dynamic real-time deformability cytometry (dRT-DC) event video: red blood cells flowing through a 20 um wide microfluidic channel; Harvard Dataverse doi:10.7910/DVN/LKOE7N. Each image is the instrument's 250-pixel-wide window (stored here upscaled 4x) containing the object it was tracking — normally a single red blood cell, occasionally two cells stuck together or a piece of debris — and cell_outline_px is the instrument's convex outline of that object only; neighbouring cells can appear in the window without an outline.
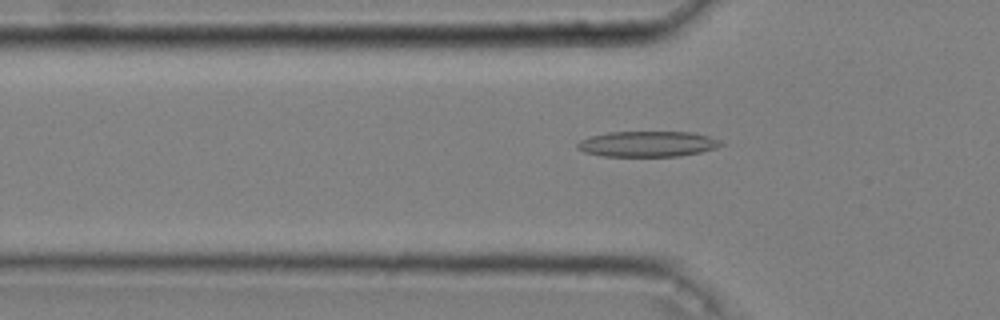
{"species": "common noctule bat (a hibernating species)", "species_latin": "Nyctalus noctula", "temperature_condition": "cold", "stored_images_in_passage": 48, "camera_frame_rate_fps": 3000, "um_per_image_px": 0.085, "animal": {"sex": "male", "body_mass_g": 20.4}, "frame": {"image": 1, "passage_image": 17, "time_ms": 5.333, "image_size_px": [1000, 320], "cell_outline_px": [[724, 144], [716, 148], [700, 152], [680, 156], [604, 156], [584, 152], [576, 148], [576, 144], [580, 140], [588, 136], [608, 132], [692, 132], [708, 136], [720, 140]], "centroid_in_image_um": [55.02, 12.23], "position_along_channel_um": 70.8, "area_um2": 21.5}}
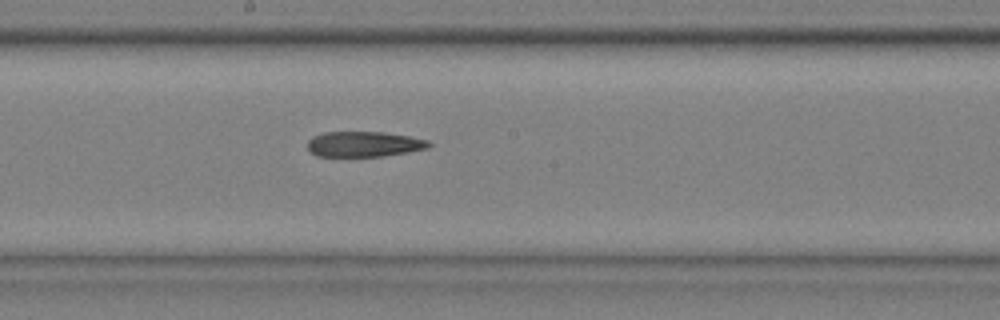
{"frame": {"image": 2, "passage_image": 29, "time_ms": 9.333, "image_size_px": [1000, 320], "cell_outline_px": [[432, 144], [428, 148], [408, 152], [384, 156], [316, 156], [308, 148], [308, 140], [312, 136], [324, 132], [384, 132], [412, 136], [428, 140]], "centroid_in_image_um": [30.97, 12.24], "position_along_channel_um": 217.2, "area_um2": 18.03}}
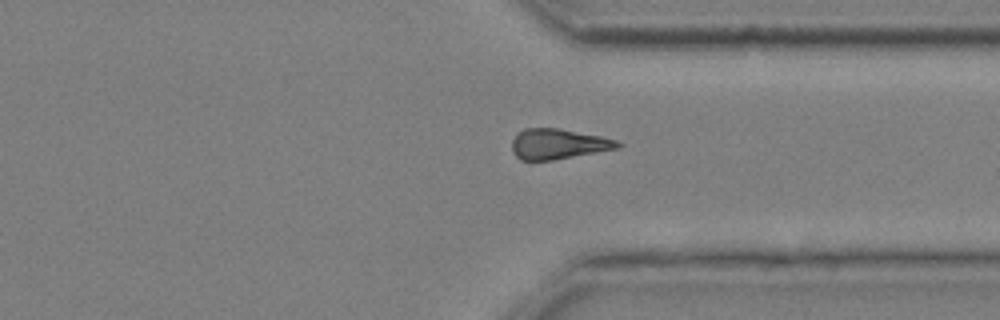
{"frame": {"image": 3, "passage_image": 41, "time_ms": 13.333, "image_size_px": [1000, 320], "cell_outline_px": [[624, 144], [620, 148], [552, 160], [520, 160], [512, 152], [512, 140], [524, 128], [556, 128], [600, 136], [616, 140]], "centroid_in_image_um": [47.45, 12.24], "position_along_channel_um": 363.9, "area_um2": 18.55}}